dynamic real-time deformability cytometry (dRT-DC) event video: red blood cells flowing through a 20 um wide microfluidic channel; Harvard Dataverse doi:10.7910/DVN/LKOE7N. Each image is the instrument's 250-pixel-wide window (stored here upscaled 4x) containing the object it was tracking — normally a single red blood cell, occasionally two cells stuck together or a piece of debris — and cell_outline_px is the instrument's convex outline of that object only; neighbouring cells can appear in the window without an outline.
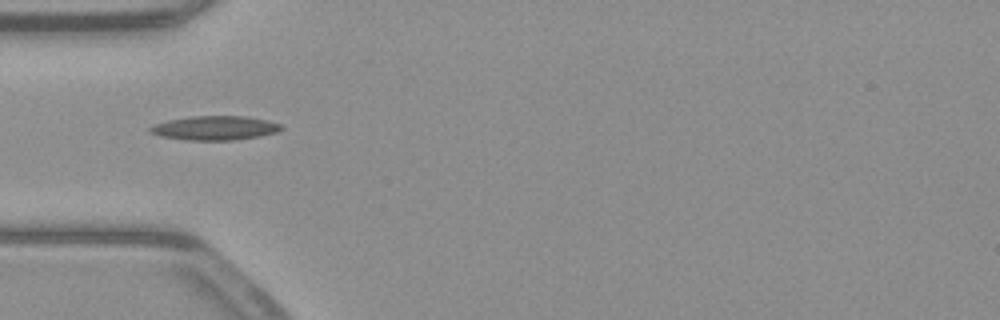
{"species": "common noctule bat (a hibernating species)", "species_latin": "Nyctalus noctula", "temperature_condition": "warm", "stored_images_in_passage": 52, "camera_frame_rate_fps": 3000, "um_per_image_px": 0.085, "animal": {"sex": "male", "body_mass_g": 23.1, "forearm_length_mm": 52.7}, "frame": {"image": 1, "passage_image": 16, "time_ms": 5.0, "image_size_px": [1000, 320], "cell_outline_px": [[284, 128], [276, 132], [260, 136], [232, 140], [184, 140], [160, 136], [148, 132], [148, 128], [156, 124], [168, 120], [192, 116], [244, 116], [268, 120], [280, 124]], "centroid_in_image_um": [18.25, 10.88], "position_along_channel_um": 66.8, "area_um2": 18.44}}
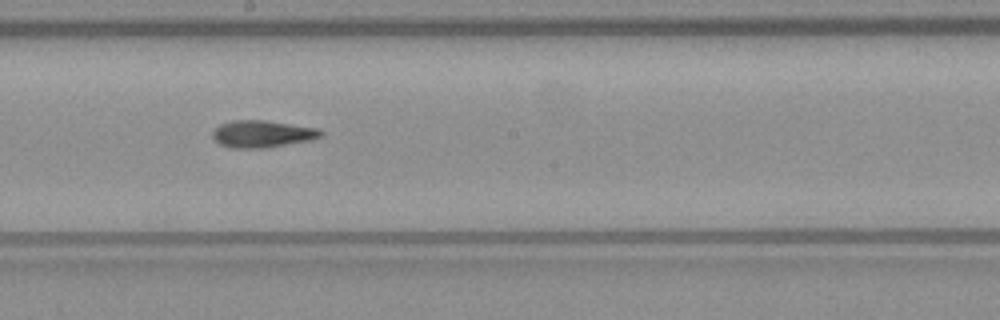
{"frame": {"image": 2, "passage_image": 28, "time_ms": 9.0, "image_size_px": [1000, 320], "cell_outline_px": [[324, 136], [312, 140], [264, 148], [228, 148], [220, 144], [212, 136], [212, 132], [220, 124], [232, 120], [264, 120], [320, 128], [324, 132]], "centroid_in_image_um": [22.33, 11.38], "position_along_channel_um": 225.9, "area_um2": 17.28}}
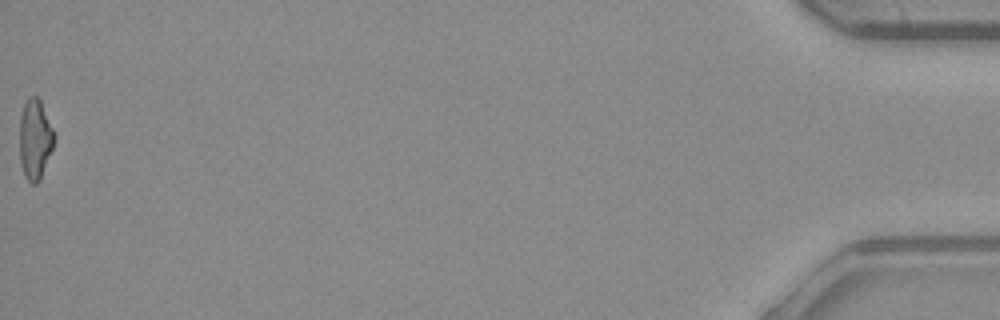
{"frame": {"image": 3, "passage_image": 52, "time_ms": 17.0, "image_size_px": [1000, 320], "cell_outline_px": [[56, 136], [52, 148], [40, 180], [36, 184], [32, 184], [24, 176], [20, 164], [20, 116], [24, 104], [28, 96], [36, 96], [40, 100]], "centroid_in_image_um": [2.97, 11.85], "position_along_channel_um": 432.2, "area_um2": 16.13}, "authors_computed_cell_mechanics": {"area_um2": 16.3863, "velocity_mm_per_s": 3.9565, "shape_relaxation_time_tau1_ms": 7.3058, "shape_relaxation_time_tau2_ms": 3.8977, "deformation_change_tau1": 0.2448, "deformation_change_tau2": 0.1212}}